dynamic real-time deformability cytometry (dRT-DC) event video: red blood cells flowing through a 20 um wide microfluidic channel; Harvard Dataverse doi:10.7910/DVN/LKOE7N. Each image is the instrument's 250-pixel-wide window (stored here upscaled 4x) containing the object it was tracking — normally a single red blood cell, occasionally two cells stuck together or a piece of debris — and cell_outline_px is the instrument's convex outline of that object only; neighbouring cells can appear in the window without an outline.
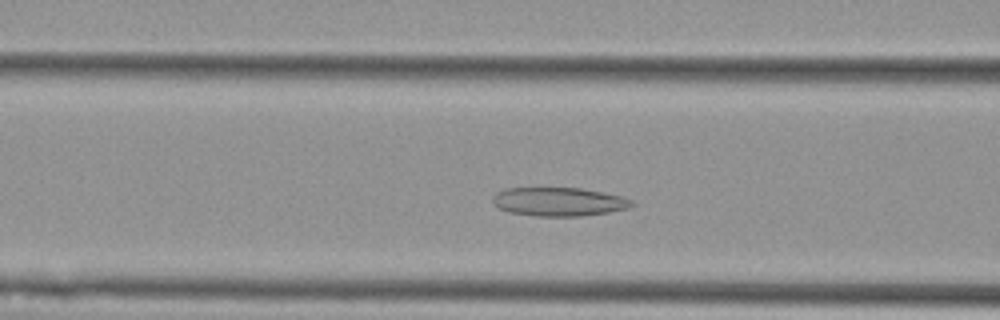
{"species": "Egyptian fruit bat (a non-hibernating species)", "species_latin": "Rousettus aegyptiacus", "temperature_condition": "cold", "stored_images_in_passage": 46, "camera_frame_rate_fps": 3000, "um_per_image_px": 0.085, "animal": {"sex": "female"}, "frame": {"image": 1, "passage_image": 14, "time_ms": 4.333, "image_size_px": [1000, 320], "cell_outline_px": [[636, 204], [628, 208], [608, 212], [584, 216], [536, 216], [508, 212], [492, 204], [492, 196], [496, 192], [504, 188], [580, 188], [620, 196], [632, 200]], "centroid_in_image_um": [47.46, 17.15], "position_along_channel_um": 119.1, "area_um2": 23.29}}
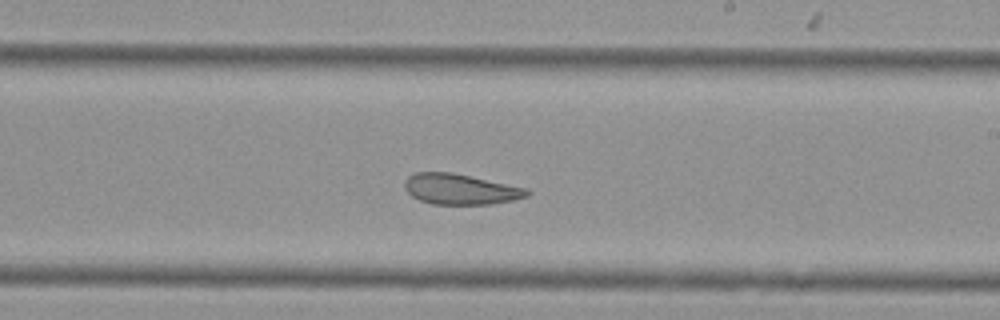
{"frame": {"image": 2, "passage_image": 25, "time_ms": 8.0, "image_size_px": [1000, 320], "cell_outline_px": [[532, 192], [528, 196], [512, 200], [492, 204], [432, 204], [420, 200], [412, 196], [404, 188], [404, 180], [408, 176], [416, 172], [452, 172], [528, 188]], "centroid_in_image_um": [39.14, 16.07], "position_along_channel_um": 249.9, "area_um2": 21.91}}
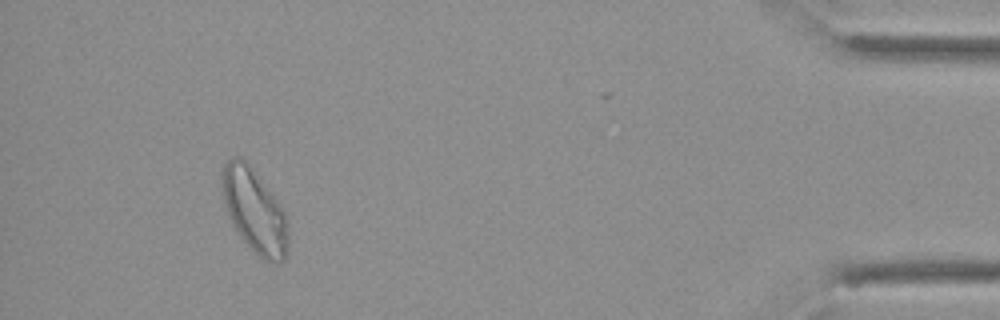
{"frame": {"image": 3, "passage_image": 44, "time_ms": 14.333, "image_size_px": [1000, 320], "cell_outline_px": [[288, 252], [284, 260], [276, 264], [268, 264], [240, 236], [232, 224], [228, 216], [224, 200], [224, 164], [232, 156], [244, 156], [272, 192], [280, 204], [284, 212], [288, 224]], "centroid_in_image_um": [21.68, 17.93], "position_along_channel_um": 413.5, "area_um2": 32.31}, "authors_computed_cell_mechanics": {"area_um2": 24.1315, "velocity_mm_per_s": 3.5835, "shape_relaxation_time_tau1_ms": null, "shape_relaxation_time_tau2_ms": 3.2978, "deformation_change_tau1": null, "deformation_change_tau2": 0.1016}}